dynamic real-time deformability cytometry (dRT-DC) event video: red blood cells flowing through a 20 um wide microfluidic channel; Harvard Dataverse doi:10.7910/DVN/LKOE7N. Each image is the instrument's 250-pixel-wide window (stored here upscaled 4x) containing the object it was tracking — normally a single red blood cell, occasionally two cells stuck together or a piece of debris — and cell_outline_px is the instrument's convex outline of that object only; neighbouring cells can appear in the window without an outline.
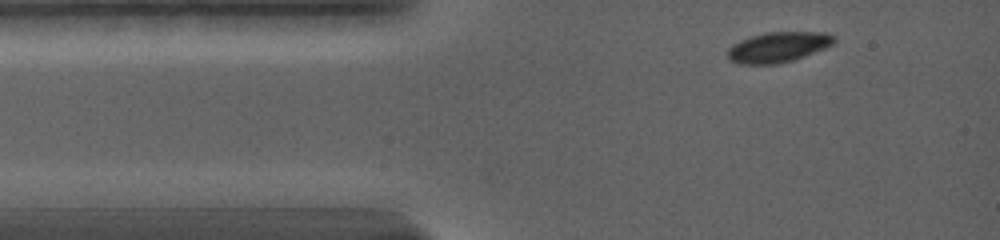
{"species": "common noctule bat (a hibernating species)", "species_latin": "Nyctalus noctula", "temperature_condition": "warm", "stored_images_in_passage": 27, "camera_frame_rate_fps": 5000, "um_per_image_px": 0.085, "animal": {"sex": "female", "body_mass_g": 19.0, "forearm_length_mm": 56.7}, "frame": {"image": 1, "passage_image": 1, "time_ms": 0.0, "image_size_px": [1000, 240], "cell_outline_px": [[836, 40], [832, 44], [824, 48], [796, 60], [780, 64], [736, 64], [728, 60], [728, 48], [752, 36], [768, 32], [824, 32], [832, 36]], "centroid_in_image_um": [66.15, 4.03], "position_along_channel_um": 18.9, "area_um2": 18.67}}
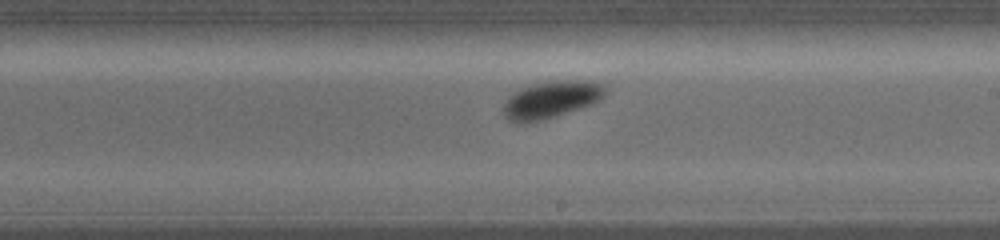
{"frame": {"image": 2, "passage_image": 16, "time_ms": 7.0, "image_size_px": [1000, 240], "cell_outline_px": [[608, 92], [600, 100], [592, 104], [556, 116], [524, 124], [516, 124], [508, 120], [504, 116], [504, 104], [508, 96], [512, 92], [520, 88], [532, 84], [552, 80], [592, 80], [604, 84], [608, 88]], "centroid_in_image_um": [46.87, 8.45], "position_along_channel_um": 242.1, "area_um2": 22.6}}
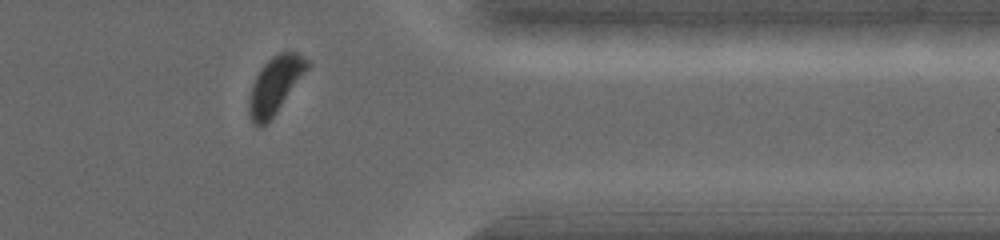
{"frame": {"image": 3, "passage_image": 26, "time_ms": 11.2, "image_size_px": [1000, 240], "cell_outline_px": [[312, 64], [276, 112], [260, 128], [252, 124], [248, 112], [248, 100], [252, 84], [256, 76], [264, 64], [272, 56], [280, 52], [296, 52], [308, 60]], "centroid_in_image_um": [23.37, 7.23], "position_along_channel_um": 388.0, "area_um2": 19.19}, "authors_computed_cell_mechanics": {"area_um2": 20.519, "velocity_mm_per_s": 3.7003, "shape_relaxation_time_tau1_ms": 1.2372, "shape_relaxation_time_tau2_ms": null, "deformation_change_tau1": 0.1024, "deformation_change_tau2": null}}